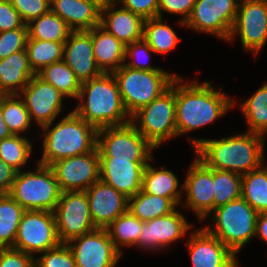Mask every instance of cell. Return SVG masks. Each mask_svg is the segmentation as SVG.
Returning <instances> with one entry per match:
<instances>
[{"label":"cell","instance_id":"6da1fadb","mask_svg":"<svg viewBox=\"0 0 267 267\" xmlns=\"http://www.w3.org/2000/svg\"><path fill=\"white\" fill-rule=\"evenodd\" d=\"M195 157L208 168L246 174L264 164L265 137L243 132L220 140L189 138Z\"/></svg>","mask_w":267,"mask_h":267},{"label":"cell","instance_id":"7a4b0ae2","mask_svg":"<svg viewBox=\"0 0 267 267\" xmlns=\"http://www.w3.org/2000/svg\"><path fill=\"white\" fill-rule=\"evenodd\" d=\"M182 80L181 76L176 78L177 137L213 123L234 107V98L216 90L209 81Z\"/></svg>","mask_w":267,"mask_h":267},{"label":"cell","instance_id":"3957f363","mask_svg":"<svg viewBox=\"0 0 267 267\" xmlns=\"http://www.w3.org/2000/svg\"><path fill=\"white\" fill-rule=\"evenodd\" d=\"M77 100L73 111L97 129L131 121L112 73L82 82Z\"/></svg>","mask_w":267,"mask_h":267},{"label":"cell","instance_id":"277c9868","mask_svg":"<svg viewBox=\"0 0 267 267\" xmlns=\"http://www.w3.org/2000/svg\"><path fill=\"white\" fill-rule=\"evenodd\" d=\"M52 125L53 122L41 127L44 131L43 154L37 163L51 166L59 160L86 154L97 148L98 129L73 110L54 127Z\"/></svg>","mask_w":267,"mask_h":267},{"label":"cell","instance_id":"5b68a950","mask_svg":"<svg viewBox=\"0 0 267 267\" xmlns=\"http://www.w3.org/2000/svg\"><path fill=\"white\" fill-rule=\"evenodd\" d=\"M210 215L214 225L204 228L236 256L255 237L258 212L242 197L217 207Z\"/></svg>","mask_w":267,"mask_h":267},{"label":"cell","instance_id":"8992f818","mask_svg":"<svg viewBox=\"0 0 267 267\" xmlns=\"http://www.w3.org/2000/svg\"><path fill=\"white\" fill-rule=\"evenodd\" d=\"M124 107L130 117L171 87L178 74L167 71H144L124 64L112 72Z\"/></svg>","mask_w":267,"mask_h":267},{"label":"cell","instance_id":"52a82bcc","mask_svg":"<svg viewBox=\"0 0 267 267\" xmlns=\"http://www.w3.org/2000/svg\"><path fill=\"white\" fill-rule=\"evenodd\" d=\"M26 211H51L62 191L50 166L37 163L35 171H18L8 193Z\"/></svg>","mask_w":267,"mask_h":267},{"label":"cell","instance_id":"ba28073f","mask_svg":"<svg viewBox=\"0 0 267 267\" xmlns=\"http://www.w3.org/2000/svg\"><path fill=\"white\" fill-rule=\"evenodd\" d=\"M130 122L156 149L164 141L177 137L176 79L162 95L135 112Z\"/></svg>","mask_w":267,"mask_h":267},{"label":"cell","instance_id":"9c48e42d","mask_svg":"<svg viewBox=\"0 0 267 267\" xmlns=\"http://www.w3.org/2000/svg\"><path fill=\"white\" fill-rule=\"evenodd\" d=\"M97 148L99 157H113V160H154L155 148L131 122L98 129Z\"/></svg>","mask_w":267,"mask_h":267},{"label":"cell","instance_id":"30bf717a","mask_svg":"<svg viewBox=\"0 0 267 267\" xmlns=\"http://www.w3.org/2000/svg\"><path fill=\"white\" fill-rule=\"evenodd\" d=\"M61 244L57 234L54 213L25 211L18 226L14 249L35 256Z\"/></svg>","mask_w":267,"mask_h":267},{"label":"cell","instance_id":"8fae6325","mask_svg":"<svg viewBox=\"0 0 267 267\" xmlns=\"http://www.w3.org/2000/svg\"><path fill=\"white\" fill-rule=\"evenodd\" d=\"M61 243L95 230L85 191H64L53 211Z\"/></svg>","mask_w":267,"mask_h":267},{"label":"cell","instance_id":"7c38bea8","mask_svg":"<svg viewBox=\"0 0 267 267\" xmlns=\"http://www.w3.org/2000/svg\"><path fill=\"white\" fill-rule=\"evenodd\" d=\"M239 0H196L185 27L228 40L236 19Z\"/></svg>","mask_w":267,"mask_h":267},{"label":"cell","instance_id":"4fadbf2b","mask_svg":"<svg viewBox=\"0 0 267 267\" xmlns=\"http://www.w3.org/2000/svg\"><path fill=\"white\" fill-rule=\"evenodd\" d=\"M238 35L244 50L258 55L267 42V0H239L236 19L227 41Z\"/></svg>","mask_w":267,"mask_h":267},{"label":"cell","instance_id":"5bb4252c","mask_svg":"<svg viewBox=\"0 0 267 267\" xmlns=\"http://www.w3.org/2000/svg\"><path fill=\"white\" fill-rule=\"evenodd\" d=\"M67 245L72 250L76 267H115L121 257L106 228H96L73 238Z\"/></svg>","mask_w":267,"mask_h":267},{"label":"cell","instance_id":"9a60e30c","mask_svg":"<svg viewBox=\"0 0 267 267\" xmlns=\"http://www.w3.org/2000/svg\"><path fill=\"white\" fill-rule=\"evenodd\" d=\"M50 167L62 192L85 191L100 179L98 148L59 160Z\"/></svg>","mask_w":267,"mask_h":267},{"label":"cell","instance_id":"2e32d148","mask_svg":"<svg viewBox=\"0 0 267 267\" xmlns=\"http://www.w3.org/2000/svg\"><path fill=\"white\" fill-rule=\"evenodd\" d=\"M32 120L43 127L54 122L61 113L65 97L53 85L35 74L19 93Z\"/></svg>","mask_w":267,"mask_h":267},{"label":"cell","instance_id":"e0dca14e","mask_svg":"<svg viewBox=\"0 0 267 267\" xmlns=\"http://www.w3.org/2000/svg\"><path fill=\"white\" fill-rule=\"evenodd\" d=\"M183 191L186 199L180 205L192 209L202 223L214 210L213 169L196 157L187 170Z\"/></svg>","mask_w":267,"mask_h":267},{"label":"cell","instance_id":"ac0fdd59","mask_svg":"<svg viewBox=\"0 0 267 267\" xmlns=\"http://www.w3.org/2000/svg\"><path fill=\"white\" fill-rule=\"evenodd\" d=\"M175 209L173 212L142 222L141 233L135 248L158 251L184 237L193 226L185 216Z\"/></svg>","mask_w":267,"mask_h":267},{"label":"cell","instance_id":"d6986e66","mask_svg":"<svg viewBox=\"0 0 267 267\" xmlns=\"http://www.w3.org/2000/svg\"><path fill=\"white\" fill-rule=\"evenodd\" d=\"M190 236L186 245L193 267H239L237 256L204 227Z\"/></svg>","mask_w":267,"mask_h":267},{"label":"cell","instance_id":"ffe728a7","mask_svg":"<svg viewBox=\"0 0 267 267\" xmlns=\"http://www.w3.org/2000/svg\"><path fill=\"white\" fill-rule=\"evenodd\" d=\"M149 162L99 157L100 180L130 198L141 190L143 171Z\"/></svg>","mask_w":267,"mask_h":267},{"label":"cell","instance_id":"44dd1931","mask_svg":"<svg viewBox=\"0 0 267 267\" xmlns=\"http://www.w3.org/2000/svg\"><path fill=\"white\" fill-rule=\"evenodd\" d=\"M90 215L97 228L108 227L128 211V198L100 179L85 190Z\"/></svg>","mask_w":267,"mask_h":267},{"label":"cell","instance_id":"7402d4cb","mask_svg":"<svg viewBox=\"0 0 267 267\" xmlns=\"http://www.w3.org/2000/svg\"><path fill=\"white\" fill-rule=\"evenodd\" d=\"M63 61L82 83L99 76L92 45V29L89 31H72L64 43Z\"/></svg>","mask_w":267,"mask_h":267},{"label":"cell","instance_id":"603a6c76","mask_svg":"<svg viewBox=\"0 0 267 267\" xmlns=\"http://www.w3.org/2000/svg\"><path fill=\"white\" fill-rule=\"evenodd\" d=\"M114 2L101 11L100 25L125 46L143 39L144 19Z\"/></svg>","mask_w":267,"mask_h":267},{"label":"cell","instance_id":"cb8c5ba5","mask_svg":"<svg viewBox=\"0 0 267 267\" xmlns=\"http://www.w3.org/2000/svg\"><path fill=\"white\" fill-rule=\"evenodd\" d=\"M50 10L72 31H89L100 24L101 11L85 0H51Z\"/></svg>","mask_w":267,"mask_h":267},{"label":"cell","instance_id":"d4e9b609","mask_svg":"<svg viewBox=\"0 0 267 267\" xmlns=\"http://www.w3.org/2000/svg\"><path fill=\"white\" fill-rule=\"evenodd\" d=\"M94 57L102 73H112L125 62L126 46L100 24L92 29Z\"/></svg>","mask_w":267,"mask_h":267},{"label":"cell","instance_id":"484cf974","mask_svg":"<svg viewBox=\"0 0 267 267\" xmlns=\"http://www.w3.org/2000/svg\"><path fill=\"white\" fill-rule=\"evenodd\" d=\"M34 75L26 49L0 59V94H19Z\"/></svg>","mask_w":267,"mask_h":267},{"label":"cell","instance_id":"4316f807","mask_svg":"<svg viewBox=\"0 0 267 267\" xmlns=\"http://www.w3.org/2000/svg\"><path fill=\"white\" fill-rule=\"evenodd\" d=\"M179 187V180L171 170L155 169L151 162L144 168L141 190L145 193L170 198L177 206L182 203L183 184Z\"/></svg>","mask_w":267,"mask_h":267},{"label":"cell","instance_id":"83f0119b","mask_svg":"<svg viewBox=\"0 0 267 267\" xmlns=\"http://www.w3.org/2000/svg\"><path fill=\"white\" fill-rule=\"evenodd\" d=\"M176 207L170 198L151 195L142 190L128 198V211L143 222L165 216Z\"/></svg>","mask_w":267,"mask_h":267},{"label":"cell","instance_id":"f1b7e54d","mask_svg":"<svg viewBox=\"0 0 267 267\" xmlns=\"http://www.w3.org/2000/svg\"><path fill=\"white\" fill-rule=\"evenodd\" d=\"M26 210L8 193L0 194V248H13L18 226Z\"/></svg>","mask_w":267,"mask_h":267},{"label":"cell","instance_id":"f546056e","mask_svg":"<svg viewBox=\"0 0 267 267\" xmlns=\"http://www.w3.org/2000/svg\"><path fill=\"white\" fill-rule=\"evenodd\" d=\"M28 39L65 43L72 30L51 10L27 24Z\"/></svg>","mask_w":267,"mask_h":267},{"label":"cell","instance_id":"4dcf8cb0","mask_svg":"<svg viewBox=\"0 0 267 267\" xmlns=\"http://www.w3.org/2000/svg\"><path fill=\"white\" fill-rule=\"evenodd\" d=\"M241 197L258 213L267 212V166L242 175Z\"/></svg>","mask_w":267,"mask_h":267},{"label":"cell","instance_id":"1f68e13d","mask_svg":"<svg viewBox=\"0 0 267 267\" xmlns=\"http://www.w3.org/2000/svg\"><path fill=\"white\" fill-rule=\"evenodd\" d=\"M143 39L154 53L167 54L181 40L169 25L163 22V17L145 19L143 24Z\"/></svg>","mask_w":267,"mask_h":267},{"label":"cell","instance_id":"d6a6232c","mask_svg":"<svg viewBox=\"0 0 267 267\" xmlns=\"http://www.w3.org/2000/svg\"><path fill=\"white\" fill-rule=\"evenodd\" d=\"M247 120V132L267 134V82L239 105Z\"/></svg>","mask_w":267,"mask_h":267},{"label":"cell","instance_id":"836d02e7","mask_svg":"<svg viewBox=\"0 0 267 267\" xmlns=\"http://www.w3.org/2000/svg\"><path fill=\"white\" fill-rule=\"evenodd\" d=\"M36 74L44 81L53 85L65 98H78L81 82L63 60L43 67Z\"/></svg>","mask_w":267,"mask_h":267},{"label":"cell","instance_id":"e575fe53","mask_svg":"<svg viewBox=\"0 0 267 267\" xmlns=\"http://www.w3.org/2000/svg\"><path fill=\"white\" fill-rule=\"evenodd\" d=\"M142 222L127 211L106 227L110 240L121 254L123 252L121 251L122 245L135 247L137 244L141 233Z\"/></svg>","mask_w":267,"mask_h":267},{"label":"cell","instance_id":"d590c367","mask_svg":"<svg viewBox=\"0 0 267 267\" xmlns=\"http://www.w3.org/2000/svg\"><path fill=\"white\" fill-rule=\"evenodd\" d=\"M25 49L29 65L35 74L43 67L63 60L64 43L28 39Z\"/></svg>","mask_w":267,"mask_h":267},{"label":"cell","instance_id":"8d00e7d4","mask_svg":"<svg viewBox=\"0 0 267 267\" xmlns=\"http://www.w3.org/2000/svg\"><path fill=\"white\" fill-rule=\"evenodd\" d=\"M2 116L13 135H21L33 123L19 94L2 95Z\"/></svg>","mask_w":267,"mask_h":267},{"label":"cell","instance_id":"74e56055","mask_svg":"<svg viewBox=\"0 0 267 267\" xmlns=\"http://www.w3.org/2000/svg\"><path fill=\"white\" fill-rule=\"evenodd\" d=\"M242 175L213 169L214 209L241 198Z\"/></svg>","mask_w":267,"mask_h":267},{"label":"cell","instance_id":"f35d334b","mask_svg":"<svg viewBox=\"0 0 267 267\" xmlns=\"http://www.w3.org/2000/svg\"><path fill=\"white\" fill-rule=\"evenodd\" d=\"M31 142L22 135L0 140V159L17 171L23 170L33 150Z\"/></svg>","mask_w":267,"mask_h":267},{"label":"cell","instance_id":"ab89813d","mask_svg":"<svg viewBox=\"0 0 267 267\" xmlns=\"http://www.w3.org/2000/svg\"><path fill=\"white\" fill-rule=\"evenodd\" d=\"M152 52L154 53V51L150 48L149 44L144 39L133 42L132 44H128L126 45L124 65L137 70L165 71L162 68L152 66L150 63L143 62L147 59H150L148 57H151ZM127 58H130L131 60L129 59L128 61Z\"/></svg>","mask_w":267,"mask_h":267},{"label":"cell","instance_id":"60d3db41","mask_svg":"<svg viewBox=\"0 0 267 267\" xmlns=\"http://www.w3.org/2000/svg\"><path fill=\"white\" fill-rule=\"evenodd\" d=\"M40 254V257L35 258V267H76L74 255L67 243Z\"/></svg>","mask_w":267,"mask_h":267},{"label":"cell","instance_id":"b9f144b4","mask_svg":"<svg viewBox=\"0 0 267 267\" xmlns=\"http://www.w3.org/2000/svg\"><path fill=\"white\" fill-rule=\"evenodd\" d=\"M28 29H14L0 32V59L24 50L28 40Z\"/></svg>","mask_w":267,"mask_h":267},{"label":"cell","instance_id":"7bdbcfd3","mask_svg":"<svg viewBox=\"0 0 267 267\" xmlns=\"http://www.w3.org/2000/svg\"><path fill=\"white\" fill-rule=\"evenodd\" d=\"M14 9L27 25L50 11L51 0H10Z\"/></svg>","mask_w":267,"mask_h":267},{"label":"cell","instance_id":"ee69618b","mask_svg":"<svg viewBox=\"0 0 267 267\" xmlns=\"http://www.w3.org/2000/svg\"><path fill=\"white\" fill-rule=\"evenodd\" d=\"M195 2L196 0H159L158 17L162 18L164 12L182 15L179 25L185 27V22L190 17Z\"/></svg>","mask_w":267,"mask_h":267},{"label":"cell","instance_id":"f6af8a7d","mask_svg":"<svg viewBox=\"0 0 267 267\" xmlns=\"http://www.w3.org/2000/svg\"><path fill=\"white\" fill-rule=\"evenodd\" d=\"M14 29H28L10 0H0V32Z\"/></svg>","mask_w":267,"mask_h":267},{"label":"cell","instance_id":"bcb514c9","mask_svg":"<svg viewBox=\"0 0 267 267\" xmlns=\"http://www.w3.org/2000/svg\"><path fill=\"white\" fill-rule=\"evenodd\" d=\"M0 267H35V257L14 248H0Z\"/></svg>","mask_w":267,"mask_h":267},{"label":"cell","instance_id":"7dc6e473","mask_svg":"<svg viewBox=\"0 0 267 267\" xmlns=\"http://www.w3.org/2000/svg\"><path fill=\"white\" fill-rule=\"evenodd\" d=\"M115 2L140 15L144 20L158 17L159 0H115Z\"/></svg>","mask_w":267,"mask_h":267},{"label":"cell","instance_id":"c3c4849f","mask_svg":"<svg viewBox=\"0 0 267 267\" xmlns=\"http://www.w3.org/2000/svg\"><path fill=\"white\" fill-rule=\"evenodd\" d=\"M17 172V170L0 159V194L10 192Z\"/></svg>","mask_w":267,"mask_h":267},{"label":"cell","instance_id":"681fc988","mask_svg":"<svg viewBox=\"0 0 267 267\" xmlns=\"http://www.w3.org/2000/svg\"><path fill=\"white\" fill-rule=\"evenodd\" d=\"M255 237L267 243V212L258 213Z\"/></svg>","mask_w":267,"mask_h":267},{"label":"cell","instance_id":"f907efd6","mask_svg":"<svg viewBox=\"0 0 267 267\" xmlns=\"http://www.w3.org/2000/svg\"><path fill=\"white\" fill-rule=\"evenodd\" d=\"M13 134L11 133V131L9 130L8 126L6 125V123L3 120V116H2V95H0V140L4 139V138H8L10 136H12Z\"/></svg>","mask_w":267,"mask_h":267},{"label":"cell","instance_id":"816d5d0a","mask_svg":"<svg viewBox=\"0 0 267 267\" xmlns=\"http://www.w3.org/2000/svg\"><path fill=\"white\" fill-rule=\"evenodd\" d=\"M88 3L93 4L95 7H97L100 11L104 10L111 4L115 2V0H85Z\"/></svg>","mask_w":267,"mask_h":267}]
</instances>
